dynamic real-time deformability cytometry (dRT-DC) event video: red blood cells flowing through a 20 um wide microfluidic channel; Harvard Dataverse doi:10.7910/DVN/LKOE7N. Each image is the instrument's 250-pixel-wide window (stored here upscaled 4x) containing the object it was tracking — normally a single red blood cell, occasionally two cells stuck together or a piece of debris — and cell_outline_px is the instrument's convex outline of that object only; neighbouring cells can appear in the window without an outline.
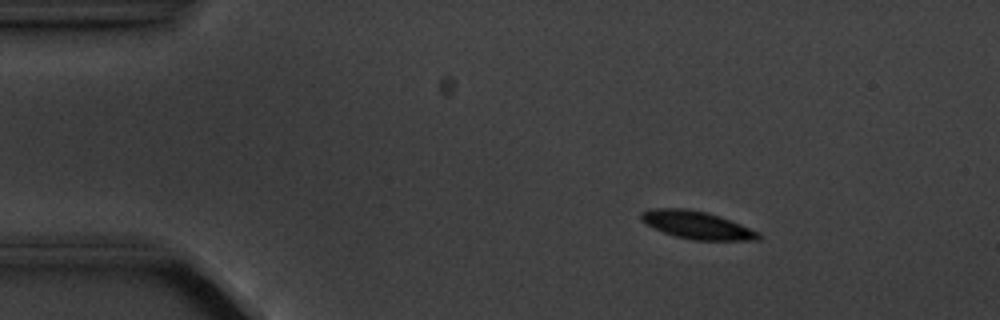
{"species": "common noctule bat (a hibernating species)", "species_latin": "Nyctalus noctula", "temperature_condition": "cold", "stored_images_in_passage": 6, "camera_frame_rate_fps": 3000, "um_per_image_px": 0.085, "animal": {"sex": "male", "body_mass_g": 20.1, "forearm_length_mm": 53.5}, "frame": {"image": 1, "passage_image": 3, "time_ms": 2.333, "image_size_px": [1000, 320], "cell_outline_px": [[760, 240], [696, 240], [676, 236], [664, 232], [640, 220], [640, 212], [652, 208], [688, 208], [708, 212], [720, 216], [760, 232]], "centroid_in_image_um": [59.24, 19.11], "position_along_channel_um": 25.8, "area_um2": 18.9}}
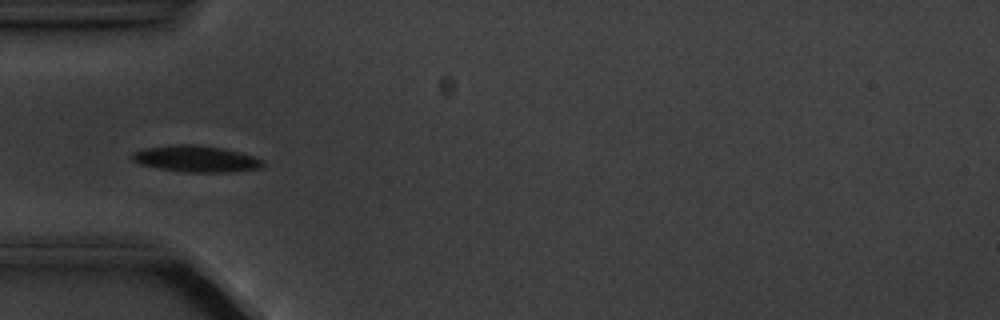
{"frame": {"image": 2, "passage_image": 5, "time_ms": 5.333, "image_size_px": [1000, 320], "cell_outline_px": [[264, 164], [260, 168], [232, 172], [188, 172], [160, 168], [140, 164], [132, 160], [132, 152], [144, 148], [172, 144], [192, 144], [220, 148], [252, 156], [264, 160]], "centroid_in_image_um": [16.63, 13.5], "position_along_channel_um": 68.4, "area_um2": 19.88}}